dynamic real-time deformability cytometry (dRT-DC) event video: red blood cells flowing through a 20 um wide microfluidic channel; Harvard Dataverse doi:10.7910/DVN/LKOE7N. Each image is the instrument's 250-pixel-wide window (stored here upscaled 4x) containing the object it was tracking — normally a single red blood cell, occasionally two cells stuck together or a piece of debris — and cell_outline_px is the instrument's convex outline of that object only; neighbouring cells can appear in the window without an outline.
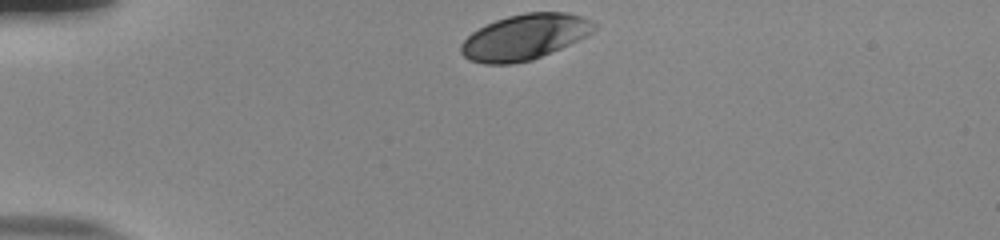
{"species": "human", "species_latin": "Homo sapiens", "temperature_condition": "room temperature", "stored_images_in_passage": 34, "camera_frame_rate_fps": 3000, "um_per_image_px": 0.085, "donor": {"sex": "male"}, "frame": {"image": 1, "passage_image": 1, "time_ms": 0.0, "image_size_px": [1000, 240], "cell_outline_px": [[596, 28], [588, 36], [532, 60], [512, 64], [484, 64], [468, 60], [460, 52], [460, 44], [472, 32], [496, 20], [508, 16], [524, 12], [564, 12], [580, 16], [596, 24]], "centroid_in_image_um": [44.57, 3.16], "position_along_channel_um": 40.4, "area_um2": 35.2}}
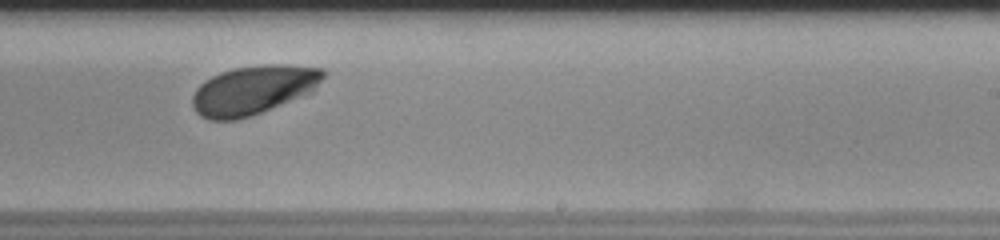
{"frame": {"image": 2, "passage_image": 23, "time_ms": 7.333, "image_size_px": [1000, 240], "cell_outline_px": [[324, 76], [312, 92], [252, 116], [236, 120], [208, 120], [200, 116], [196, 112], [192, 104], [192, 96], [196, 88], [204, 80], [220, 72], [232, 68], [264, 64], [288, 64], [324, 68]], "centroid_in_image_um": [21.51, 7.64], "position_along_channel_um": 267.5, "area_um2": 37.63}}
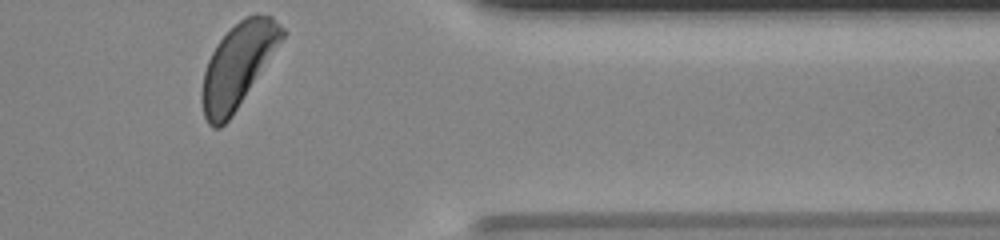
{"frame": {"image": 3, "passage_image": 34, "time_ms": 11.0, "image_size_px": [1000, 240], "cell_outline_px": [[284, 36], [232, 116], [220, 128], [212, 128], [208, 124], [204, 116], [204, 72], [208, 60], [216, 44], [240, 20], [256, 12], [272, 16], [284, 28]], "centroid_in_image_um": [20.24, 5.53], "position_along_channel_um": 391.2, "area_um2": 37.8}, "authors_computed_cell_mechanics": {"area_um2": 36.703, "velocity_mm_per_s": 3.7295, "shape_relaxation_time_tau1_ms": 0.9186, "shape_relaxation_time_tau2_ms": null, "deformation_change_tau1": 0.0827, "deformation_change_tau2": null}}